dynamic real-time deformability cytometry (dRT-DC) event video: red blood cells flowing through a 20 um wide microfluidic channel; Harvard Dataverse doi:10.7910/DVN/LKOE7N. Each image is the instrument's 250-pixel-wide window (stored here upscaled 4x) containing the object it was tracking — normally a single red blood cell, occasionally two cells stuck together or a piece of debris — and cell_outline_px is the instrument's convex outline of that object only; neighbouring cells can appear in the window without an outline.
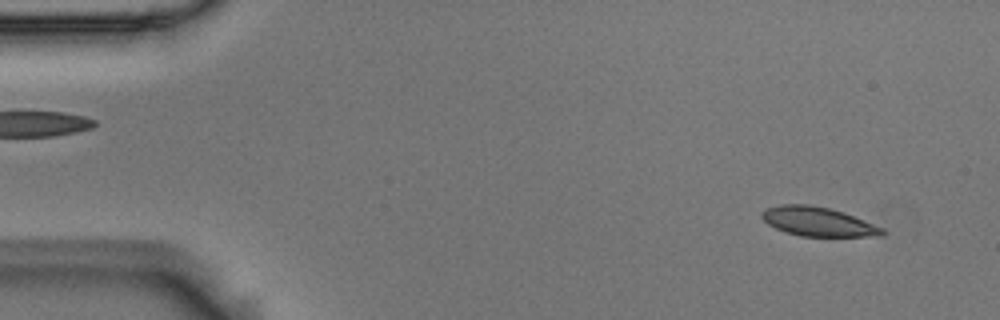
{"species": "Egyptian fruit bat (a non-hibernating species)", "species_latin": "Rousettus aegyptiacus", "temperature_condition": "room temperature", "stored_images_in_passage": 54, "camera_frame_rate_fps": 3000, "um_per_image_px": 0.085, "animal": {"sex": "male"}, "frame": {"image": 1, "passage_image": 4, "time_ms": 1.0, "image_size_px": [1000, 320], "cell_outline_px": [[884, 236], [800, 236], [784, 232], [768, 224], [760, 216], [768, 208], [780, 204], [808, 204], [828, 208], [844, 212], [884, 228]], "centroid_in_image_um": [69.54, 18.84], "position_along_channel_um": 15.5, "area_um2": 20.35}}
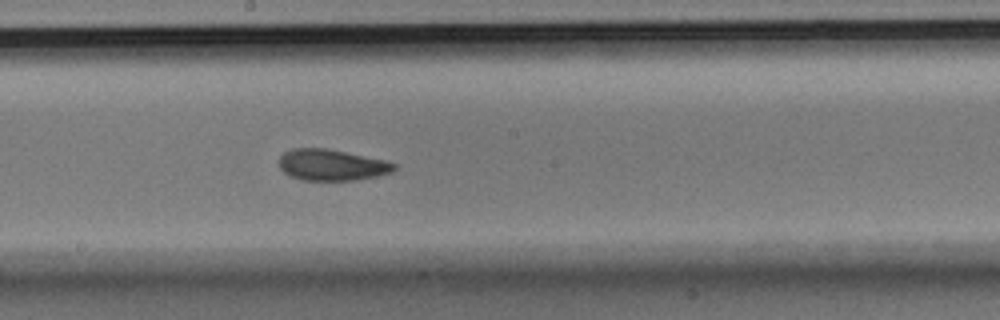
{"frame": {"image": 2, "passage_image": 29, "time_ms": 9.333, "image_size_px": [1000, 320], "cell_outline_px": [[396, 168], [392, 172], [376, 176], [356, 180], [300, 180], [288, 176], [280, 168], [280, 156], [284, 152], [292, 148], [328, 148], [384, 160], [396, 164]], "centroid_in_image_um": [28.17, 14.02], "position_along_channel_um": 220.0, "area_um2": 20.98}}
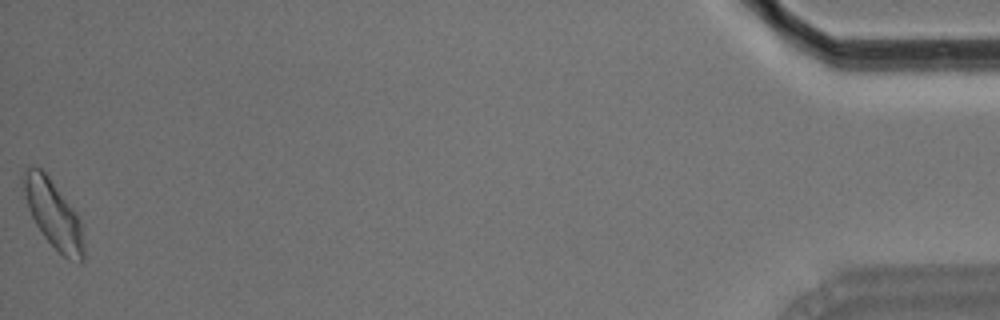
{"frame": {"image": 3, "passage_image": 54, "time_ms": 17.667, "image_size_px": [1000, 320], "cell_outline_px": [[84, 260], [80, 264], [68, 260], [44, 236], [36, 224], [28, 208], [24, 192], [24, 172], [32, 164], [40, 168], [48, 176], [76, 212], [80, 220], [84, 244]], "centroid_in_image_um": [4.57, 18.24], "position_along_channel_um": 430.6, "area_um2": 23.41}, "authors_computed_cell_mechanics": {"area_um2": 21.4149, "velocity_mm_per_s": 3.6947, "shape_relaxation_time_tau1_ms": 4.0612, "shape_relaxation_time_tau2_ms": 2.4129, "deformation_change_tau1": 0.1044, "deformation_change_tau2": 0.0509}}